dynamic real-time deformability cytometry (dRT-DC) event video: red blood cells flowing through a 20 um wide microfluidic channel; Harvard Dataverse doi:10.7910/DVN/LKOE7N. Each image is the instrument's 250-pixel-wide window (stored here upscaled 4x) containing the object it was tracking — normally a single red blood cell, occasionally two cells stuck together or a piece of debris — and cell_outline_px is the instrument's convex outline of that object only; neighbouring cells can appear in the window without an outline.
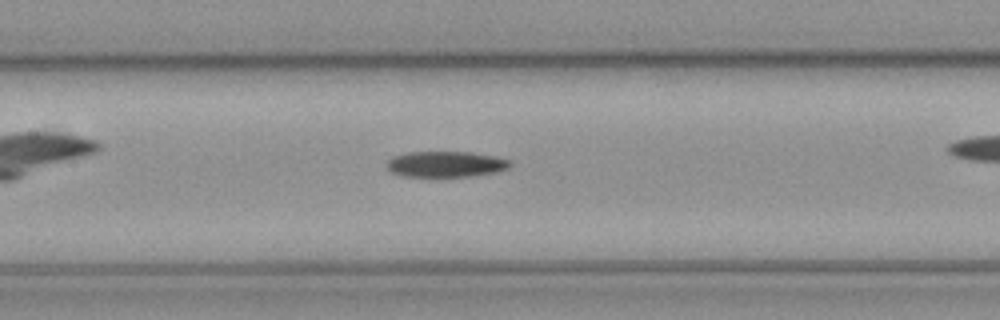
{"species": "common noctule bat (a hibernating species)", "species_latin": "Nyctalus noctula", "temperature_condition": "cold", "stored_images_in_passage": 30, "camera_frame_rate_fps": 3000, "um_per_image_px": 0.085, "animal": {"sex": "female", "body_mass_g": 21.9}, "frame": {"image": 1, "passage_image": 13, "time_ms": 4.0, "image_size_px": [1000, 320], "cell_outline_px": [[512, 164], [508, 168], [496, 172], [468, 176], [436, 180], [400, 176], [392, 172], [388, 168], [388, 160], [392, 156], [408, 152], [472, 152], [512, 160]], "centroid_in_image_um": [37.85, 14.0], "position_along_channel_um": 169.6, "area_um2": 19.42}}
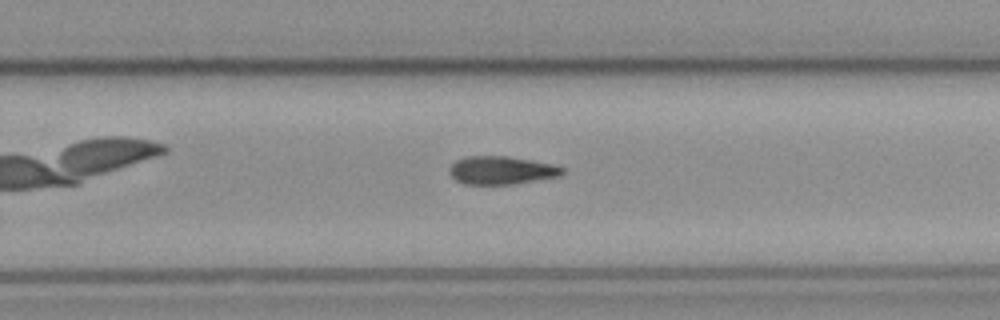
{"frame": {"image": 2, "passage_image": 22, "time_ms": 7.0, "image_size_px": [1000, 320], "cell_outline_px": [[564, 172], [560, 176], [512, 184], [464, 184], [456, 180], [448, 172], [448, 168], [456, 160], [468, 156], [508, 156], [532, 160], [552, 164], [564, 168]], "centroid_in_image_um": [42.6, 14.47], "position_along_channel_um": 287.2, "area_um2": 18.5}}
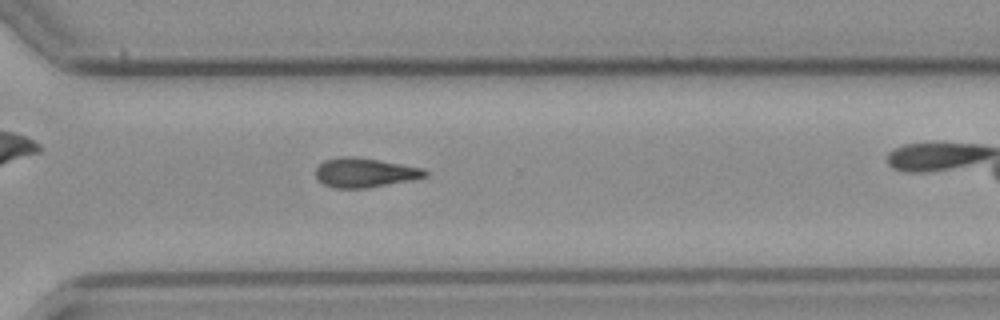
{"frame": {"image": 3, "passage_image": 26, "time_ms": 8.333, "image_size_px": [1000, 320], "cell_outline_px": [[428, 176], [412, 180], [368, 188], [336, 188], [324, 184], [316, 176], [316, 168], [324, 160], [340, 156], [352, 156], [424, 168], [428, 172]], "centroid_in_image_um": [31.02, 14.68], "position_along_channel_um": 339.6, "area_um2": 18.61}}